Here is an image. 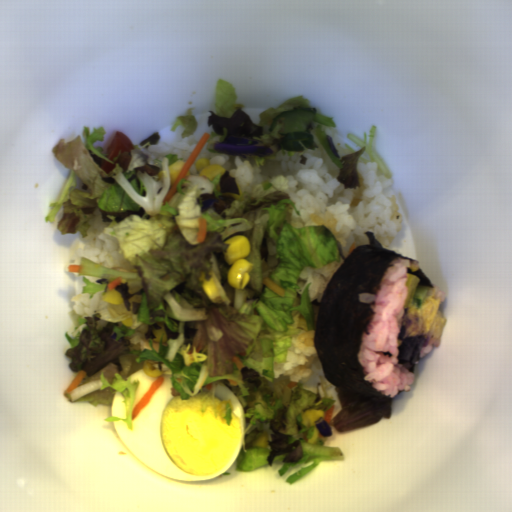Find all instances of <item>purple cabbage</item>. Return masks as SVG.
Here are the masks:
<instances>
[{
    "instance_id": "1",
    "label": "purple cabbage",
    "mask_w": 512,
    "mask_h": 512,
    "mask_svg": "<svg viewBox=\"0 0 512 512\" xmlns=\"http://www.w3.org/2000/svg\"><path fill=\"white\" fill-rule=\"evenodd\" d=\"M334 393L340 409L332 417L331 426L346 434L379 423L381 418L391 419V400L367 398L334 384Z\"/></svg>"
}]
</instances>
